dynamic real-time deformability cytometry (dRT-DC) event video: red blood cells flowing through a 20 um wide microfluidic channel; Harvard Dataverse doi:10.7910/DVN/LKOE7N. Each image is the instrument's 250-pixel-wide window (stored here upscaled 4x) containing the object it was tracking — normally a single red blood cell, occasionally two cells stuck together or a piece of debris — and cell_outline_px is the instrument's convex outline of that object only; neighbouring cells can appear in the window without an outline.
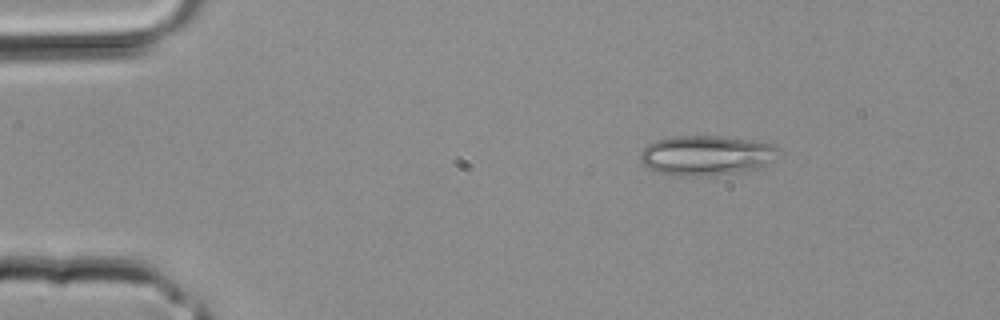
{"species": "common noctule bat (a hibernating species)", "species_latin": "Nyctalus noctula", "temperature_condition": "room temperature", "stored_images_in_passage": 4, "camera_frame_rate_fps": 3000, "um_per_image_px": 0.085, "animal": {"sex": "male", "body_mass_g": 20.4}, "frame": {"image": 1, "passage_image": 4, "time_ms": 1.0, "image_size_px": [1000, 320], "cell_outline_px": [[780, 152], [776, 160], [768, 164], [752, 168], [732, 172], [704, 176], [680, 176], [660, 172], [648, 168], [640, 160], [640, 152], [648, 144], [656, 140], [672, 136], [720, 136], [752, 140], [772, 144]], "centroid_in_image_um": [60.02, 13.19], "position_along_channel_um": 25.0, "area_um2": 31.85}}